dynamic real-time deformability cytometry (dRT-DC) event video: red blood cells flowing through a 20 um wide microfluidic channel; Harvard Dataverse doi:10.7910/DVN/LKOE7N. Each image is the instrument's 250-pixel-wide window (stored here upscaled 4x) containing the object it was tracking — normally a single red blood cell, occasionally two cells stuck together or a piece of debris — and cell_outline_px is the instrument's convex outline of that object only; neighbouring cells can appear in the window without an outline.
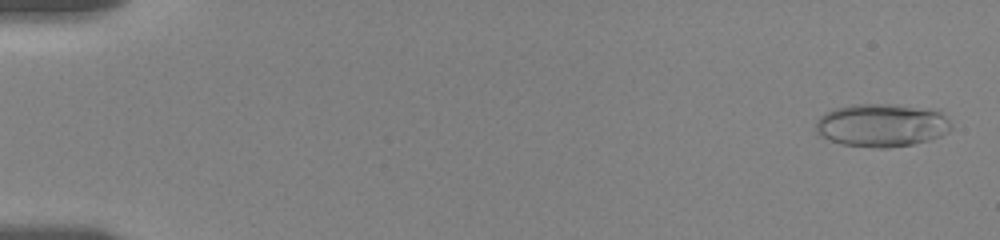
{"species": "human", "species_latin": "Homo sapiens", "temperature_condition": "room temperature", "stored_images_in_passage": 35, "camera_frame_rate_fps": 3000, "um_per_image_px": 0.085, "donor": {"sex": "female"}, "frame": {"image": 1, "passage_image": 1, "time_ms": 0.0, "image_size_px": [1000, 240], "cell_outline_px": [[952, 128], [948, 132], [940, 136], [928, 140], [912, 144], [888, 148], [880, 148], [844, 144], [820, 136], [816, 132], [816, 120], [824, 112], [836, 108], [852, 104], [896, 104], [940, 108], [952, 124]], "centroid_in_image_um": [75.01, 10.61], "position_along_channel_um": 10.0, "area_um2": 34.56}}
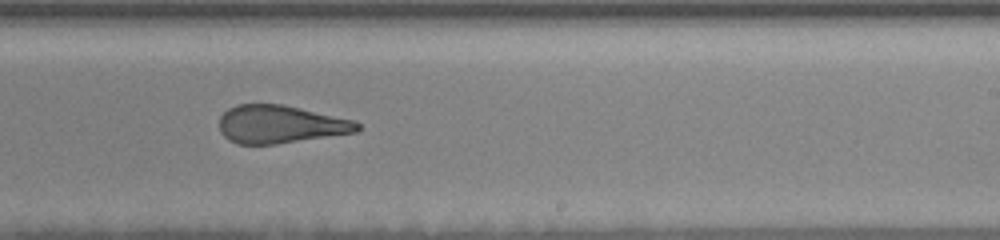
{"frame": {"image": 2, "passage_image": 21, "time_ms": 11.333, "image_size_px": [1000, 240], "cell_outline_px": [[360, 128], [356, 132], [276, 144], [236, 144], [228, 140], [220, 132], [220, 116], [228, 108], [236, 104], [280, 104], [300, 108], [356, 120], [360, 124]], "centroid_in_image_um": [23.81, 10.56], "position_along_channel_um": 265.2, "area_um2": 30.58}}
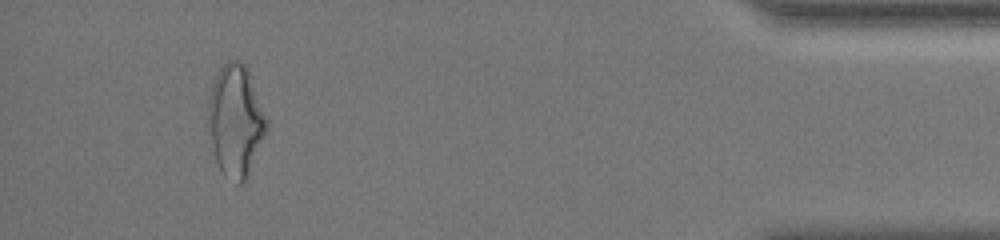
{"frame": {"image": 3, "passage_image": 34, "time_ms": 17.0, "image_size_px": [1000, 240], "cell_outline_px": [[268, 128], [244, 180], [240, 184], [236, 184], [224, 176], [216, 160], [208, 120], [208, 100], [212, 84], [216, 72], [228, 60], [240, 60], [248, 68], [268, 120]], "centroid_in_image_um": [20.03, 10.19], "position_along_channel_um": 415.2, "area_um2": 37.57}, "authors_computed_cell_mechanics": {"area_um2": 32.0212, "velocity_mm_per_s": 3.6117, "shape_relaxation_time_tau1_ms": 6.3912, "shape_relaxation_time_tau2_ms": 1.7452, "deformation_change_tau1": 0.2537, "deformation_change_tau2": 0.1221}}